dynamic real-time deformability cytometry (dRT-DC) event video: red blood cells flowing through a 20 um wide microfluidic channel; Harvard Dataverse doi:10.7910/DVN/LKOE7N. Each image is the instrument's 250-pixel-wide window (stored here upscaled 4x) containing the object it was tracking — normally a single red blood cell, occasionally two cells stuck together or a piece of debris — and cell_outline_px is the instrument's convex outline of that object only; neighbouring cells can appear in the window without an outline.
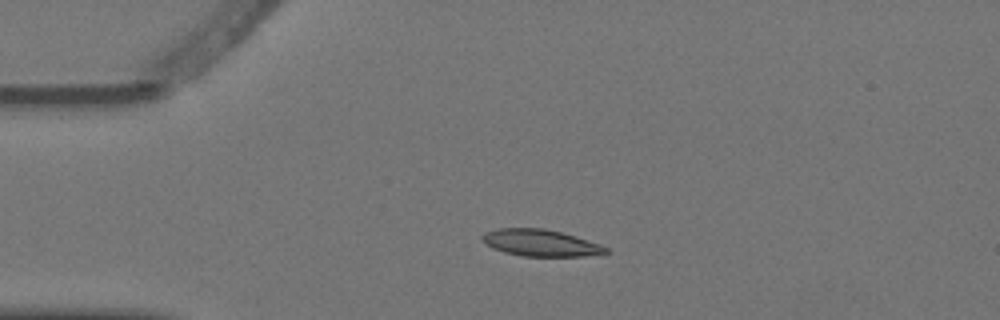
{"species": "Egyptian fruit bat (a non-hibernating species)", "species_latin": "Rousettus aegyptiacus", "temperature_condition": "warm", "stored_images_in_passage": 6, "camera_frame_rate_fps": 3000, "um_per_image_px": 0.085, "animal": {"sex": "female"}, "frame": {"image": 1, "passage_image": 4, "time_ms": 1.0, "image_size_px": [1000, 320], "cell_outline_px": [[608, 252], [584, 256], [524, 256], [504, 252], [492, 248], [484, 244], [480, 236], [484, 232], [496, 228], [544, 228], [576, 236], [600, 244], [608, 248]], "centroid_in_image_um": [45.89, 20.63], "position_along_channel_um": 39.1, "area_um2": 19.31}}
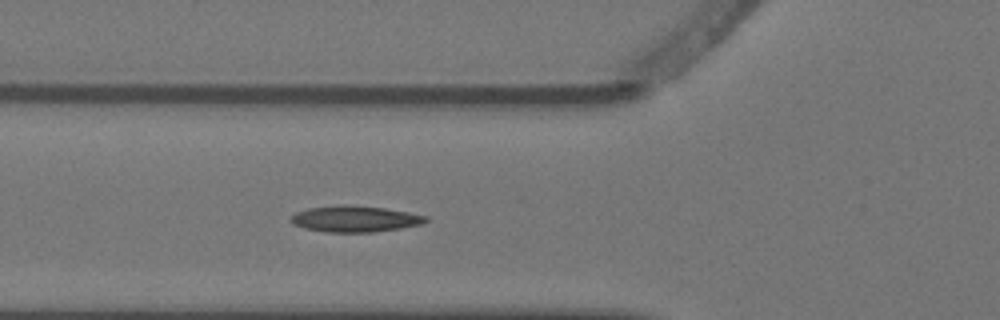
{"frame": {"image": 2, "passage_image": 6, "time_ms": 1.667, "image_size_px": [1000, 320], "cell_outline_px": [[428, 220], [424, 224], [400, 228], [372, 232], [324, 232], [304, 228], [292, 224], [292, 216], [296, 212], [308, 208], [344, 204], [384, 208], [408, 212], [428, 216]], "centroid_in_image_um": [30.19, 18.6], "position_along_channel_um": 95.6, "area_um2": 20.58}}